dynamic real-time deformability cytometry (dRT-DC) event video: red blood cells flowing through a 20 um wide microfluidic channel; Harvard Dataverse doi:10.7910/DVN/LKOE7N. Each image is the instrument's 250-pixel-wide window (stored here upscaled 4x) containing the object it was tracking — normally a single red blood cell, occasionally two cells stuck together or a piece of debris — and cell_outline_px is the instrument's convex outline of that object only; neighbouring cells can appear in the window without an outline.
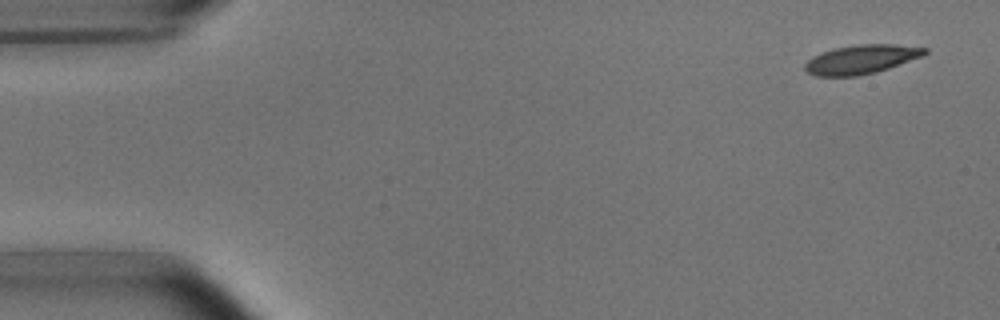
{"species": "common noctule bat (a hibernating species)", "species_latin": "Nyctalus noctula", "temperature_condition": "room temperature", "stored_images_in_passage": 4, "camera_frame_rate_fps": 3000, "um_per_image_px": 0.085, "animal": {"sex": "male", "body_mass_g": 15.6}, "frame": {"image": 1, "passage_image": 1, "time_ms": 0.0, "image_size_px": [1000, 320], "cell_outline_px": [[928, 52], [920, 56], [888, 68], [876, 72], [856, 76], [816, 76], [808, 72], [804, 68], [804, 64], [812, 56], [836, 48], [860, 44], [892, 44], [928, 48]], "centroid_in_image_um": [73.18, 5.05], "position_along_channel_um": 11.8, "area_um2": 19.88}}
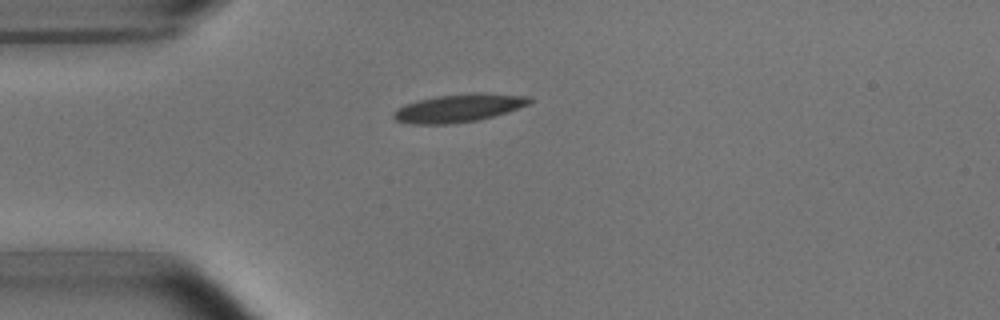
{"frame": {"image": 2, "passage_image": 4, "time_ms": 3.667, "image_size_px": [1000, 320], "cell_outline_px": [[532, 100], [528, 104], [508, 112], [480, 120], [452, 124], [408, 124], [396, 120], [392, 116], [392, 112], [396, 108], [404, 104], [436, 96], [472, 92], [484, 92], [532, 96]], "centroid_in_image_um": [39.0, 9.18], "position_along_channel_um": 46.0, "area_um2": 22.66}}